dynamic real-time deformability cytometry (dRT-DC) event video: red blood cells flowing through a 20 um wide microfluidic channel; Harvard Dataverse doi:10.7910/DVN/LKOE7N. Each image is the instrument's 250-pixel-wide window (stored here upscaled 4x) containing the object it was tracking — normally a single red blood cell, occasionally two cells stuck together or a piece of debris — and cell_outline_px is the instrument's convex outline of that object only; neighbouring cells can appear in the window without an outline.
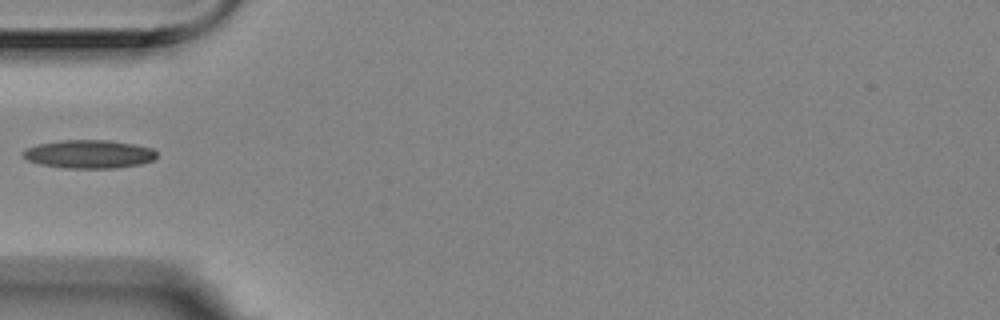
{"species": "Egyptian fruit bat (a non-hibernating species)", "species_latin": "Rousettus aegyptiacus", "temperature_condition": "room temperature", "stored_images_in_passage": 2, "camera_frame_rate_fps": 3000, "um_per_image_px": 0.085, "animal": {"sex": "female"}, "frame": {"image": 1, "passage_image": 1, "time_ms": 0.0, "image_size_px": [1000, 320], "cell_outline_px": [[156, 156], [152, 160], [140, 164], [116, 168], [64, 168], [40, 164], [28, 160], [20, 156], [20, 152], [36, 144], [60, 140], [108, 140], [132, 144], [152, 148], [156, 152]], "centroid_in_image_um": [7.51, 13.1], "position_along_channel_um": 77.5, "area_um2": 22.14}}
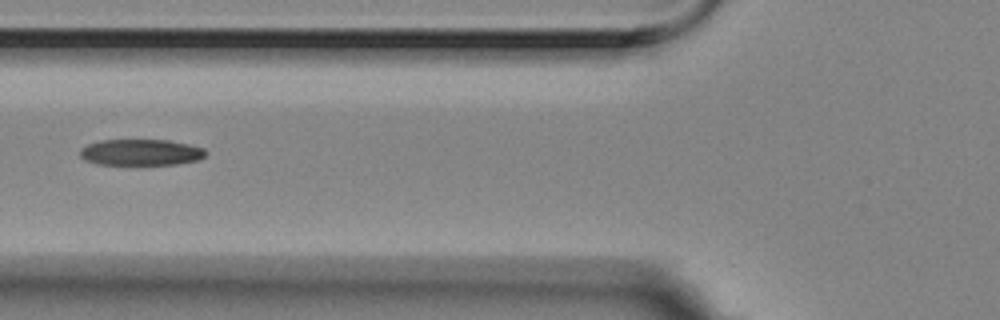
{"frame": {"image": 2, "passage_image": 2, "time_ms": 0.333, "image_size_px": [1000, 320], "cell_outline_px": [[208, 152], [200, 160], [176, 164], [96, 164], [84, 160], [80, 156], [80, 148], [88, 144], [100, 140], [168, 140], [188, 144], [204, 148]], "centroid_in_image_um": [11.98, 12.94], "position_along_channel_um": 113.8, "area_um2": 19.25}}